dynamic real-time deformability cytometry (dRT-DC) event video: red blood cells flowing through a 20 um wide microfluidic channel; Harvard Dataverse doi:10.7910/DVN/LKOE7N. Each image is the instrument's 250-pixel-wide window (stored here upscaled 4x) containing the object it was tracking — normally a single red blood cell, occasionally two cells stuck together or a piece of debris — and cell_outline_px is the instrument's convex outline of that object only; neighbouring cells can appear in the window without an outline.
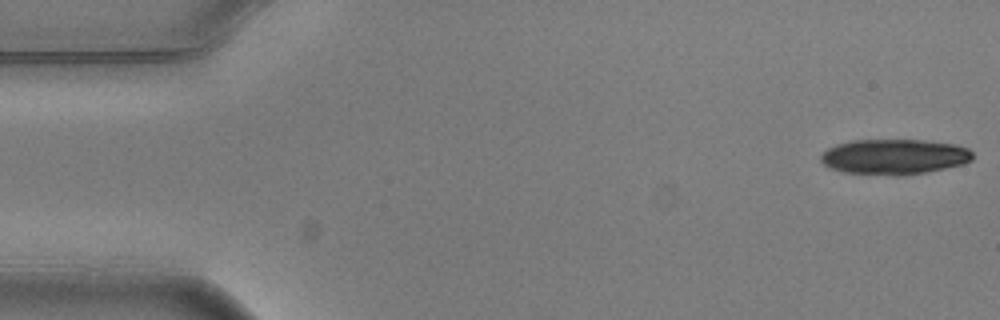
{"species": "common noctule bat (a hibernating species)", "species_latin": "Nyctalus noctula", "temperature_condition": "warm", "stored_images_in_passage": 3, "camera_frame_rate_fps": 3000, "um_per_image_px": 0.085, "animal": {"sex": "male", "body_mass_g": 20.5, "forearm_length_mm": 52.5}, "frame": {"image": 1, "passage_image": 1, "time_ms": 0.0, "image_size_px": [1000, 320], "cell_outline_px": [[972, 160], [964, 164], [924, 172], [900, 176], [896, 176], [840, 172], [828, 168], [820, 160], [820, 156], [828, 148], [836, 144], [852, 140], [924, 140], [956, 144], [968, 148], [972, 152]], "centroid_in_image_um": [75.99, 13.32], "position_along_channel_um": 9.0, "area_um2": 31.5}}